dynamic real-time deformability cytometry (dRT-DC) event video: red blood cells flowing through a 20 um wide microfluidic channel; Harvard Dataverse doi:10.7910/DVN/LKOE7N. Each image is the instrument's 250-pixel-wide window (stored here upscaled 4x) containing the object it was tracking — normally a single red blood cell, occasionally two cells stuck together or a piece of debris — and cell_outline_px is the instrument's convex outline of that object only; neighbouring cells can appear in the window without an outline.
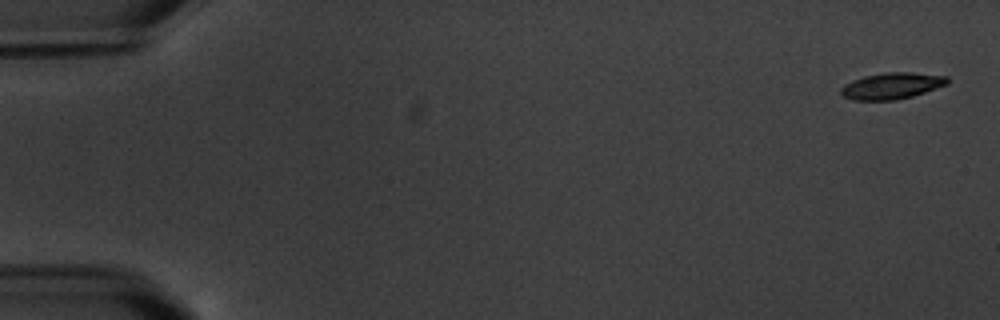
{"species": "common noctule bat (a hibernating species)", "species_latin": "Nyctalus noctula", "temperature_condition": "warm", "stored_images_in_passage": 5, "camera_frame_rate_fps": 3000, "um_per_image_px": 0.085, "animal": {"sex": "male", "body_mass_g": 20.1, "forearm_length_mm": 53.5}, "frame": {"image": 1, "passage_image": 1, "time_ms": 0.0, "image_size_px": [1000, 320], "cell_outline_px": [[948, 84], [912, 96], [896, 100], [852, 100], [844, 96], [840, 92], [840, 88], [844, 84], [852, 80], [864, 76], [884, 72], [912, 72], [948, 76]], "centroid_in_image_um": [75.78, 7.29], "position_along_channel_um": 9.2, "area_um2": 16.42}}